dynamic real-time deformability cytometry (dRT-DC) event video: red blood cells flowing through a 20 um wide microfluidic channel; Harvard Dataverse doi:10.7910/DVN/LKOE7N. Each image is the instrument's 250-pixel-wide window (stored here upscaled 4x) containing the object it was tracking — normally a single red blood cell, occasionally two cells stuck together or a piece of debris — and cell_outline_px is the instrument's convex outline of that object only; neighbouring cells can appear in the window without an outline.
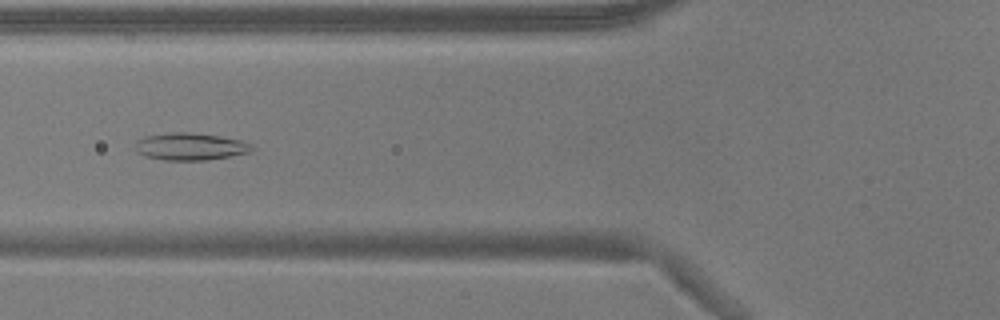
{"species": "common noctule bat (a hibernating species)", "species_latin": "Nyctalus noctula", "temperature_condition": "warm", "stored_images_in_passage": 53, "camera_frame_rate_fps": 3000, "um_per_image_px": 0.085, "animal": {"sex": "male", "body_mass_g": 17.9}, "frame": {"image": 1, "passage_image": 20, "time_ms": 6.333, "image_size_px": [1000, 320], "cell_outline_px": [[256, 148], [248, 152], [228, 156], [204, 160], [164, 160], [144, 156], [136, 152], [136, 140], [144, 136], [176, 132], [184, 132], [220, 136], [240, 140], [252, 144]], "centroid_in_image_um": [16.15, 12.46], "position_along_channel_um": 109.7, "area_um2": 18.38}}
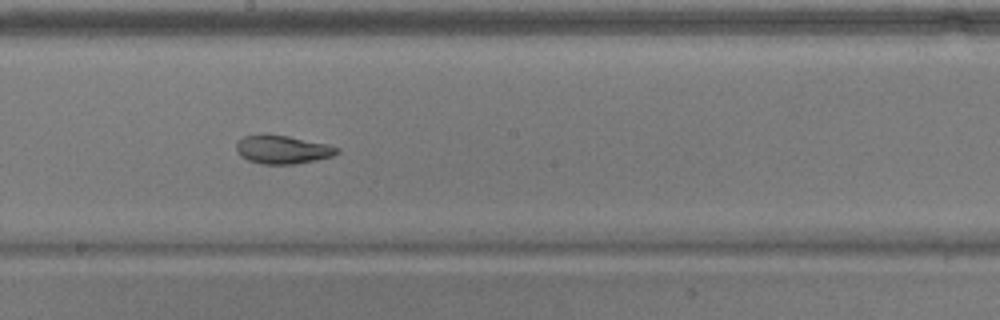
{"frame": {"image": 2, "passage_image": 29, "time_ms": 9.333, "image_size_px": [1000, 320], "cell_outline_px": [[340, 152], [332, 156], [316, 160], [296, 164], [260, 164], [248, 160], [240, 156], [236, 152], [236, 144], [244, 136], [264, 132], [288, 136], [328, 144], [340, 148]], "centroid_in_image_um": [23.99, 12.69], "position_along_channel_um": 224.2, "area_um2": 17.05}}
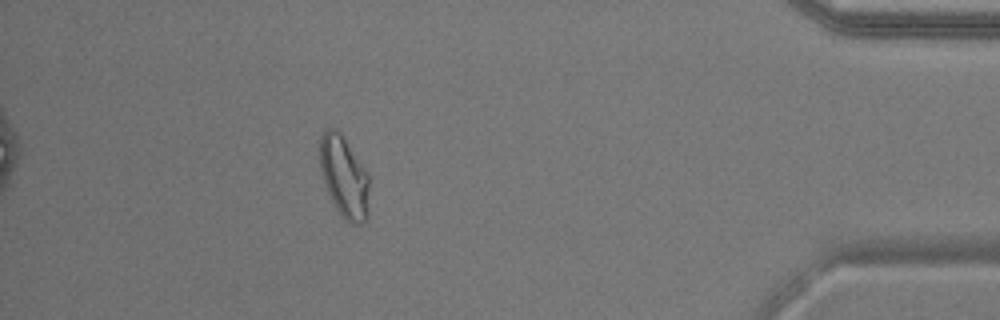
{"frame": {"image": 3, "passage_image": 47, "time_ms": 15.333, "image_size_px": [1000, 320], "cell_outline_px": [[368, 188], [364, 220], [360, 224], [352, 224], [344, 220], [340, 216], [324, 184], [320, 172], [320, 136], [328, 128], [336, 128], [340, 132], [368, 172]], "centroid_in_image_um": [29.21, 15.0], "position_along_channel_um": 406.0, "area_um2": 23.12}, "authors_computed_cell_mechanics": {"area_um2": 21.386, "velocity_mm_per_s": 3.8121, "shape_relaxation_time_tau1_ms": null, "shape_relaxation_time_tau2_ms": 2.2316, "deformation_change_tau1": null, "deformation_change_tau2": 0.0763}}